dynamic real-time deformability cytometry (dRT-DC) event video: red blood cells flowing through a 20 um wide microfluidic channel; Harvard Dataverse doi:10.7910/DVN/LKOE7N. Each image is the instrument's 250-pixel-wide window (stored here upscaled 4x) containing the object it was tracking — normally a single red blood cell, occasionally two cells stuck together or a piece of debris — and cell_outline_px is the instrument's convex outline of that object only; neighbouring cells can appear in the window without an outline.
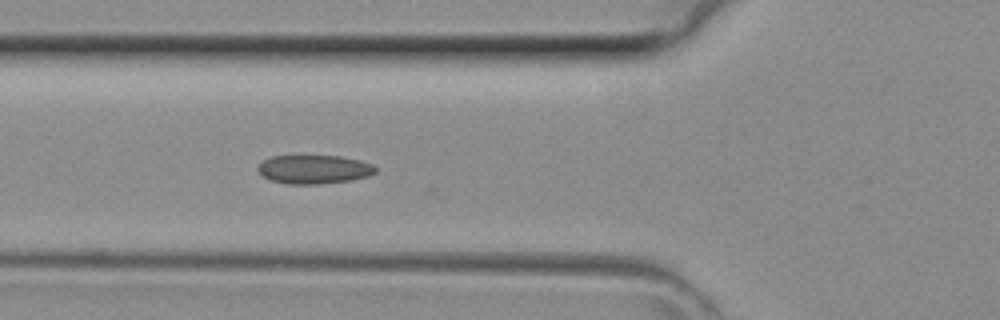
{"species": "common noctule bat (a hibernating species)", "species_latin": "Nyctalus noctula", "temperature_condition": "room temperature", "stored_images_in_passage": 28, "camera_frame_rate_fps": 3000, "um_per_image_px": 0.085, "animal": {"sex": "female", "body_mass_g": 29.2, "forearm_length_mm": 56.3}, "frame": {"image": 1, "passage_image": 7, "time_ms": 2.0, "image_size_px": [1000, 320], "cell_outline_px": [[380, 168], [376, 172], [368, 176], [352, 180], [320, 184], [288, 184], [272, 180], [264, 176], [256, 168], [264, 160], [272, 156], [340, 156], [360, 160], [372, 164]], "centroid_in_image_um": [26.75, 14.39], "position_along_channel_um": 99.1, "area_um2": 19.71}}
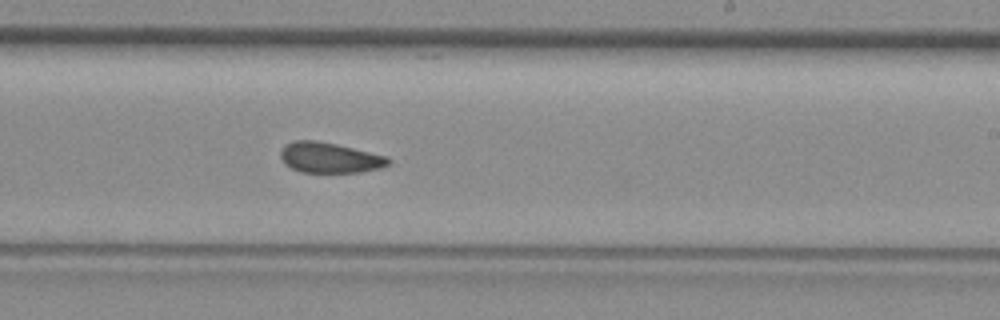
{"frame": {"image": 2, "passage_image": 17, "time_ms": 5.333, "image_size_px": [1000, 320], "cell_outline_px": [[392, 160], [388, 164], [380, 168], [360, 172], [300, 172], [284, 164], [280, 156], [280, 152], [284, 144], [292, 140], [316, 140], [336, 144], [388, 156]], "centroid_in_image_um": [27.99, 13.39], "position_along_channel_um": 261.0, "area_um2": 19.25}}
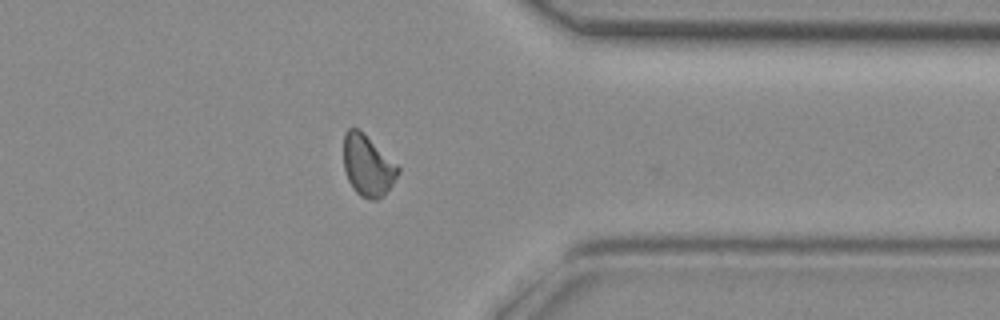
{"frame": {"image": 3, "passage_image": 25, "time_ms": 8.0, "image_size_px": [1000, 320], "cell_outline_px": [[400, 172], [392, 184], [376, 200], [372, 200], [360, 196], [352, 188], [348, 180], [344, 168], [344, 132], [348, 128], [356, 128], [396, 164], [400, 168]], "centroid_in_image_um": [31.22, 14.1], "position_along_channel_um": 380.2, "area_um2": 18.73}}